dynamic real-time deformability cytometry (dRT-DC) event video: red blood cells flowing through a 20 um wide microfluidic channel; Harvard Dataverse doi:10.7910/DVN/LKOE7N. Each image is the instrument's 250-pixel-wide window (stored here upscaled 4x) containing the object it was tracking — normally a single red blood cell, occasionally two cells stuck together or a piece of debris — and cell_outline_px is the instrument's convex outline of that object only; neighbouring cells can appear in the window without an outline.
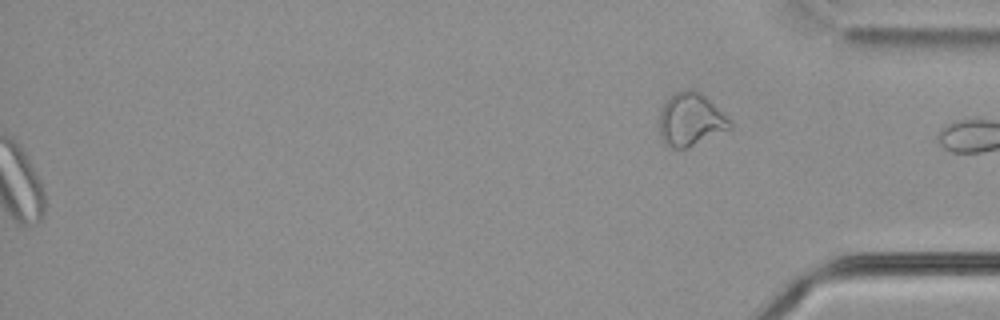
{"species": "common noctule bat (a hibernating species)", "species_latin": "Nyctalus noctula", "temperature_condition": "cold", "stored_images_in_passage": 59, "segment_of_instrument_passage": [2, 2], "camera_frame_rate_fps": 3000, "um_per_image_px": 0.085, "animal": {"sex": "male", "body_mass_g": 21.5, "forearm_length_mm": 52.0}, "frame": {"image": 1, "passage_image": 59, "time_ms": 19.333, "image_size_px": [1000, 320], "cell_outline_px": [[732, 128], [684, 148], [672, 148], [660, 136], [660, 112], [664, 104], [676, 92], [688, 88], [696, 88], [724, 112], [732, 120]], "centroid_in_image_um": [58.75, 10.12], "position_along_channel_um": 376.5, "area_um2": 21.56}}